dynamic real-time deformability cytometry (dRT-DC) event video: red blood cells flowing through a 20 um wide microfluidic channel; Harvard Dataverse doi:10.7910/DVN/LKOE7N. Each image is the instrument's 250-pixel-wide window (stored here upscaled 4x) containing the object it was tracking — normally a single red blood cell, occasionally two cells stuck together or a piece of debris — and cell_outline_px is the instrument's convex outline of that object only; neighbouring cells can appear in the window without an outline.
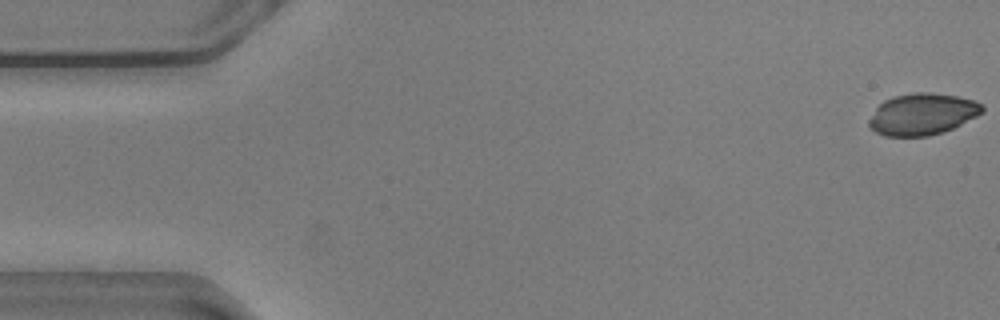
{"species": "common noctule bat (a hibernating species)", "species_latin": "Nyctalus noctula", "temperature_condition": "warm", "stored_images_in_passage": 9, "camera_frame_rate_fps": 3000, "um_per_image_px": 0.085, "animal": {"sex": "male", "body_mass_g": 20.5, "forearm_length_mm": 52.5}, "frame": {"image": 1, "passage_image": 1, "time_ms": 0.0, "image_size_px": [1000, 320], "cell_outline_px": [[984, 112], [944, 132], [928, 136], [884, 136], [876, 132], [868, 124], [868, 120], [876, 108], [884, 100], [892, 96], [916, 92], [928, 92], [956, 96], [972, 100], [984, 104]], "centroid_in_image_um": [78.39, 9.7], "position_along_channel_um": 6.6, "area_um2": 27.4}}